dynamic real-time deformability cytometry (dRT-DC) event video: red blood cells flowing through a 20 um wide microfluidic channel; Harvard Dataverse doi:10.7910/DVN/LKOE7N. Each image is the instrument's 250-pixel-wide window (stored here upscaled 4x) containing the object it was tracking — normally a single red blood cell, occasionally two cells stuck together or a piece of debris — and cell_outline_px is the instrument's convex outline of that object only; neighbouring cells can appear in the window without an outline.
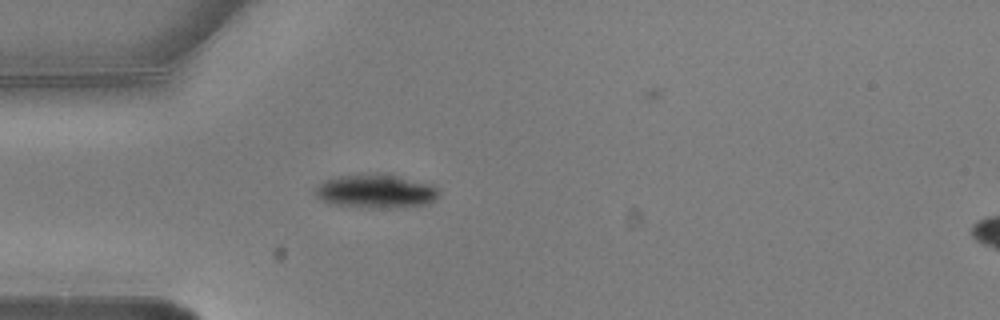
{"species": "common noctule bat (a hibernating species)", "species_latin": "Nyctalus noctula", "temperature_condition": "warm", "stored_images_in_passage": 2, "camera_frame_rate_fps": 3000, "um_per_image_px": 0.085, "animal": {"sex": "male", "body_mass_g": 20.5, "forearm_length_mm": 52.5}, "frame": {"image": 1, "passage_image": 1, "time_ms": 0.0, "image_size_px": [1000, 320], "cell_outline_px": [[440, 196], [436, 200], [428, 204], [388, 208], [372, 208], [332, 204], [320, 200], [312, 192], [316, 184], [324, 180], [336, 176], [384, 172], [432, 184], [440, 188]], "centroid_in_image_um": [31.95, 16.24], "position_along_channel_um": 53.1, "area_um2": 25.14}}